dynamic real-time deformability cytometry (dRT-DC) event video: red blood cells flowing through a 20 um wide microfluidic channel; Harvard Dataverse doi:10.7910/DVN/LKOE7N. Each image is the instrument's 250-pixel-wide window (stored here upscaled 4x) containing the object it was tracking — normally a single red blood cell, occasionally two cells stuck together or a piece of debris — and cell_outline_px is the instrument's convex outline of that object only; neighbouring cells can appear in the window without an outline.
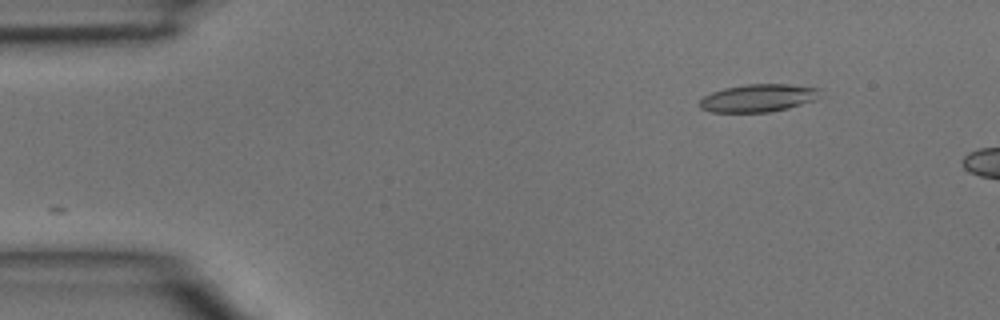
{"species": "common noctule bat (a hibernating species)", "species_latin": "Nyctalus noctula", "temperature_condition": "room temperature", "stored_images_in_passage": 2, "camera_frame_rate_fps": 3000, "um_per_image_px": 0.085, "animal": {"sex": "male", "body_mass_g": 15.6}, "frame": {"image": 1, "passage_image": 2, "time_ms": 0.333, "image_size_px": [1000, 320], "cell_outline_px": [[820, 88], [812, 100], [788, 108], [768, 112], [712, 112], [700, 108], [700, 100], [704, 96], [712, 92], [724, 88], [748, 84], [788, 84]], "centroid_in_image_um": [64.37, 8.33], "position_along_channel_um": 20.6, "area_um2": 19.07}}